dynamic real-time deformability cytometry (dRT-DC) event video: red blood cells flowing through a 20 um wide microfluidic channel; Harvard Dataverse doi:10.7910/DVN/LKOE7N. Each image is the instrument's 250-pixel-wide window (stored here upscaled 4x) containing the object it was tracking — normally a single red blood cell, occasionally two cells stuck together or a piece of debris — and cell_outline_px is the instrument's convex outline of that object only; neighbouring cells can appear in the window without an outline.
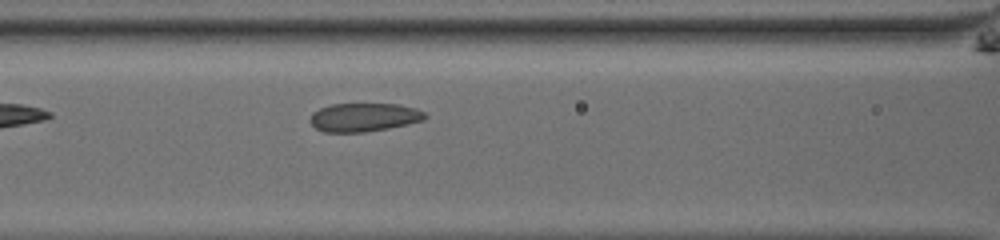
{"species": "common noctule bat (a hibernating species)", "species_latin": "Nyctalus noctula", "temperature_condition": "room temperature", "stored_images_in_passage": 14, "camera_frame_rate_fps": 3000, "um_per_image_px": 0.085, "animal": {"sex": "male", "body_mass_g": 13.0, "forearm_length_mm": 53.1}, "frame": {"image": 1, "passage_image": 7, "time_ms": 2.0, "image_size_px": [1000, 240], "cell_outline_px": [[428, 116], [424, 120], [388, 128], [364, 132], [324, 132], [316, 128], [312, 124], [312, 112], [320, 108], [332, 104], [396, 104], [416, 108], [424, 112]], "centroid_in_image_um": [30.96, 9.96], "position_along_channel_um": 135.6, "area_um2": 18.9}}
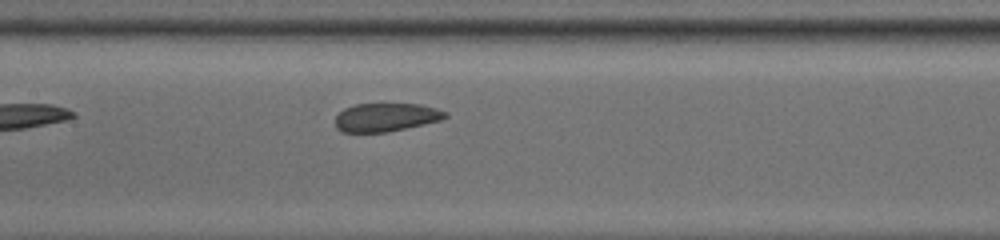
{"frame": {"image": 2, "passage_image": 10, "time_ms": 3.0, "image_size_px": [1000, 240], "cell_outline_px": [[448, 116], [440, 120], [388, 132], [340, 132], [336, 128], [336, 116], [344, 108], [356, 104], [420, 104], [436, 108], [448, 112]], "centroid_in_image_um": [32.8, 9.97], "position_along_channel_um": 174.6, "area_um2": 18.15}}